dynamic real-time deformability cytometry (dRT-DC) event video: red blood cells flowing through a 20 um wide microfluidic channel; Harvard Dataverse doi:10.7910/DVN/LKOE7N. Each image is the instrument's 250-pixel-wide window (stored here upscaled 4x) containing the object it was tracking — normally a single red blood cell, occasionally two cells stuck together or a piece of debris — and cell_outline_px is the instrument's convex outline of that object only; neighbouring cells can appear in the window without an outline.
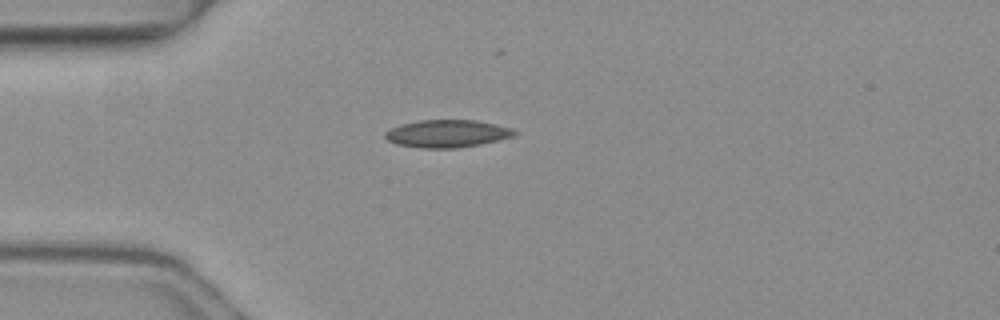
{"species": "common noctule bat (a hibernating species)", "species_latin": "Nyctalus noctula", "temperature_condition": "warm", "stored_images_in_passage": 4, "camera_frame_rate_fps": 3000, "um_per_image_px": 0.085, "animal": {"sex": "female", "body_mass_g": 19.3, "forearm_length_mm": 54.1}, "frame": {"image": 1, "passage_image": 3, "time_ms": 0.667, "image_size_px": [1000, 320], "cell_outline_px": [[516, 136], [480, 144], [456, 148], [420, 148], [396, 144], [388, 140], [384, 136], [384, 132], [400, 124], [420, 120], [476, 120], [496, 124], [512, 128], [516, 132]], "centroid_in_image_um": [38.01, 11.35], "position_along_channel_um": 47.0, "area_um2": 20.81}}